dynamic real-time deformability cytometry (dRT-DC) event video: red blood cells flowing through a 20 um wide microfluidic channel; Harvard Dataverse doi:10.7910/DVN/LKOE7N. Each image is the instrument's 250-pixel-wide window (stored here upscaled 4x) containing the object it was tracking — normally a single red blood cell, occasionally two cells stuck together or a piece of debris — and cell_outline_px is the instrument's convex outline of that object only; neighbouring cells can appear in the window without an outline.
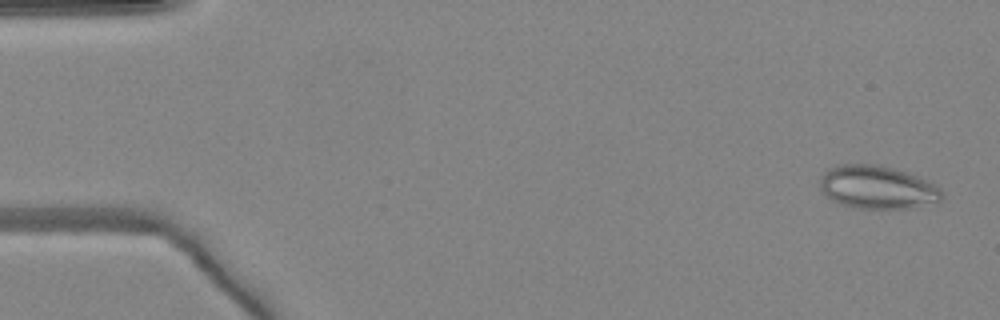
{"species": "common noctule bat (a hibernating species)", "species_latin": "Nyctalus noctula", "temperature_condition": "warm", "stored_images_in_passage": 49, "camera_frame_rate_fps": 3000, "um_per_image_px": 0.085, "animal": {"sex": "female", "body_mass_g": 24.6, "forearm_length_mm": 56.2}, "frame": {"image": 1, "passage_image": 2, "time_ms": 0.333, "image_size_px": [1000, 320], "cell_outline_px": [[944, 196], [940, 200], [908, 208], [856, 208], [840, 204], [832, 200], [820, 188], [820, 176], [828, 168], [836, 164], [880, 164], [908, 172], [928, 180], [940, 188]], "centroid_in_image_um": [74.55, 15.89], "position_along_channel_um": 10.4, "area_um2": 30.75}}
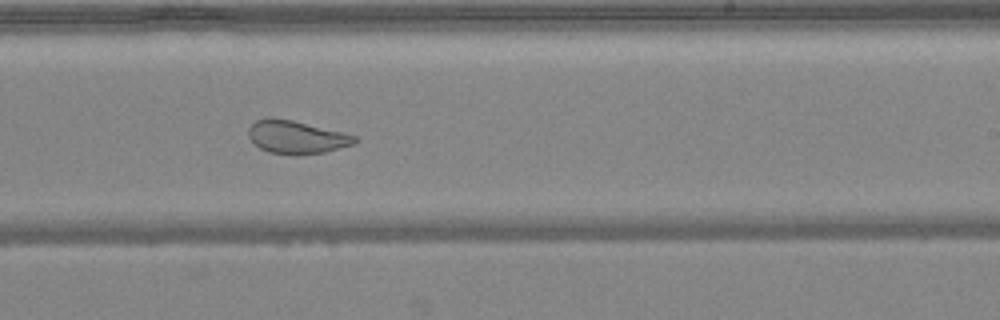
{"frame": {"image": 2, "passage_image": 30, "time_ms": 9.667, "image_size_px": [1000, 320], "cell_outline_px": [[356, 140], [352, 144], [324, 152], [300, 156], [296, 156], [268, 152], [260, 148], [248, 136], [248, 128], [256, 120], [272, 116], [292, 120], [344, 132], [356, 136]], "centroid_in_image_um": [25.16, 11.65], "position_along_channel_um": 263.8, "area_um2": 20.58}}
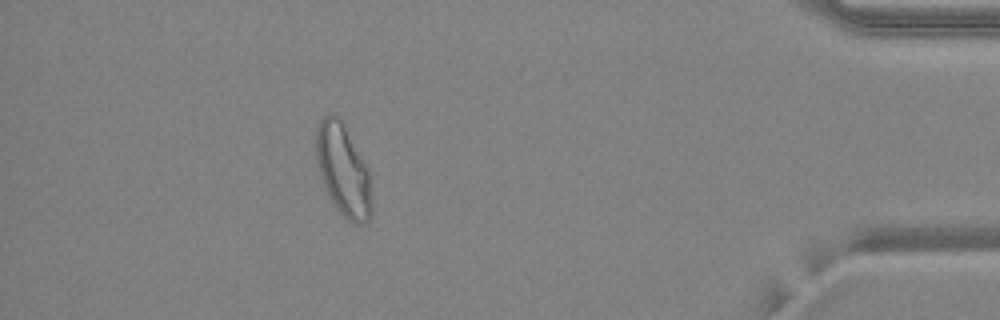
{"frame": {"image": 3, "passage_image": 44, "time_ms": 14.333, "image_size_px": [1000, 320], "cell_outline_px": [[372, 216], [364, 224], [356, 224], [348, 220], [336, 208], [328, 196], [316, 164], [316, 128], [320, 120], [324, 116], [332, 112], [340, 116], [368, 168], [372, 196]], "centroid_in_image_um": [29.17, 14.45], "position_along_channel_um": 406.0, "area_um2": 30.17}, "authors_computed_cell_mechanics": {"area_um2": 27.5706, "velocity_mm_per_s": 4.1685, "shape_relaxation_time_tau1_ms": null, "shape_relaxation_time_tau2_ms": 0.9759, "deformation_change_tau1": null, "deformation_change_tau2": 0.0655}}